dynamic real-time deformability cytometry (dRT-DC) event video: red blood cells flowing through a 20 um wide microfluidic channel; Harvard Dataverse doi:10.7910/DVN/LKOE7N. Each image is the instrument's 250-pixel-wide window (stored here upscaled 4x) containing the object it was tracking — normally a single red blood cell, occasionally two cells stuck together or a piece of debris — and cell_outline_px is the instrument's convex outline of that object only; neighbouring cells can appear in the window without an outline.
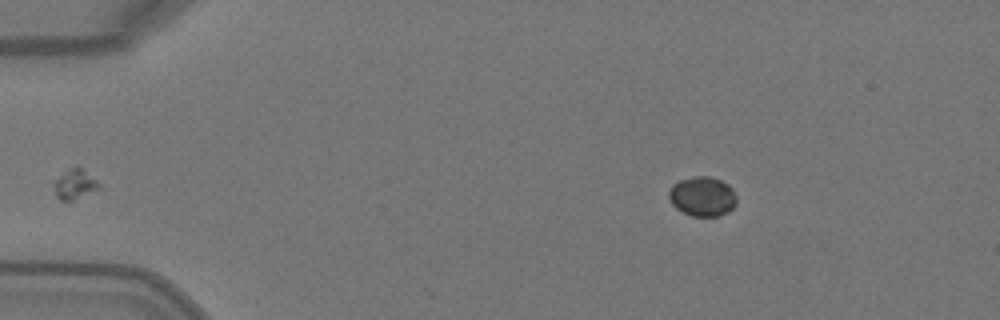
{"species": "Egyptian fruit bat (a non-hibernating species)", "species_latin": "Rousettus aegyptiacus", "temperature_condition": "warm", "stored_images_in_passage": 4, "camera_frame_rate_fps": 3000, "um_per_image_px": 0.085, "animal": {"sex": "female"}, "frame": {"image": 1, "passage_image": 1, "time_ms": 0.0, "image_size_px": [1000, 320], "cell_outline_px": [[736, 204], [728, 212], [720, 216], [692, 216], [676, 208], [672, 204], [668, 196], [668, 192], [672, 184], [680, 180], [692, 176], [712, 176], [728, 184], [732, 188], [736, 196]], "centroid_in_image_um": [59.71, 16.68], "position_along_channel_um": 25.3, "area_um2": 15.78}}